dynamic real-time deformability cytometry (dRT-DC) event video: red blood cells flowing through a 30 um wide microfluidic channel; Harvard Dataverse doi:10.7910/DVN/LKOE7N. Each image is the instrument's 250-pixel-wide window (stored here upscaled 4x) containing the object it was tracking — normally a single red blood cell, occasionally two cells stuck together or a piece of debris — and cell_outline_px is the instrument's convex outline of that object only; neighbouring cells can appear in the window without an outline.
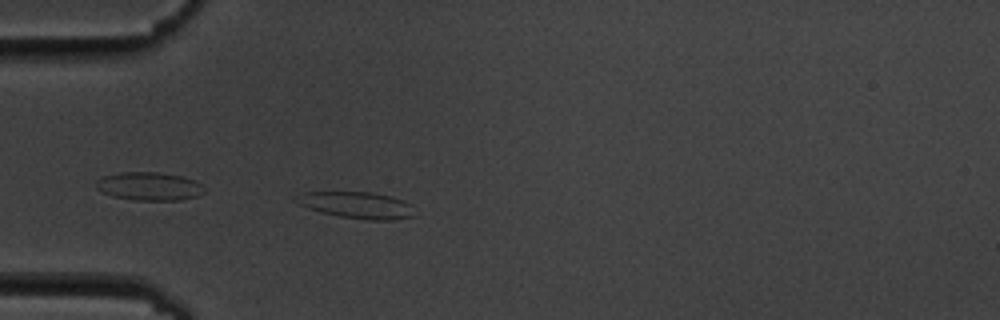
{"species": "common noctule bat (a hibernating species)", "species_latin": "Nyctalus noctula", "temperature_condition": "cold", "stored_images_in_passage": 41, "camera_frame_rate_fps": 3000, "um_per_image_px": 0.085, "animal": {"sex": "male", "body_mass_g": 19.5, "forearm_length_mm": 54.6}, "frame": {"image": 1, "passage_image": 1, "time_ms": 0.0, "image_size_px": [1000, 320], "cell_outline_px": [[416, 216], [392, 220], [364, 220], [340, 216], [320, 212], [308, 208], [292, 200], [300, 192], [372, 192], [392, 196], [404, 200], [412, 204]], "centroid_in_image_um": [30.36, 17.43], "position_along_channel_um": 54.6, "area_um2": 18.67}}
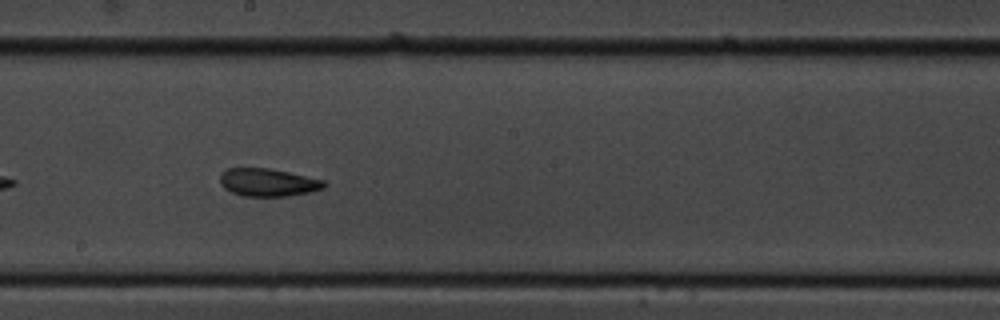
{"frame": {"image": 2, "passage_image": 16, "time_ms": 5.0, "image_size_px": [1000, 320], "cell_outline_px": [[328, 184], [324, 188], [308, 192], [288, 196], [240, 196], [224, 188], [220, 184], [220, 176], [228, 168], [268, 168], [288, 172], [324, 180]], "centroid_in_image_um": [22.78, 15.51], "position_along_channel_um": 225.4, "area_um2": 16.82}}
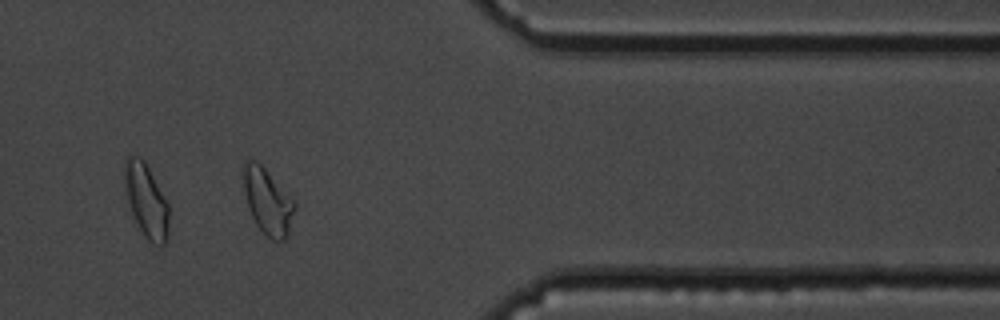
{"frame": {"image": 3, "passage_image": 31, "time_ms": 10.0, "image_size_px": [1000, 320], "cell_outline_px": [[296, 208], [288, 236], [284, 240], [272, 240], [256, 224], [248, 208], [244, 188], [244, 160], [256, 160], [264, 168], [296, 204]], "centroid_in_image_um": [22.76, 17.15], "position_along_channel_um": 388.6, "area_um2": 19.19}, "authors_computed_cell_mechanics": {"area_um2": 17.5712, "velocity_mm_per_s": 3.5875, "shape_relaxation_time_tau1_ms": 6.2445, "shape_relaxation_time_tau2_ms": 3.1142, "deformation_change_tau1": 0.1609, "deformation_change_tau2": 0.1009}}